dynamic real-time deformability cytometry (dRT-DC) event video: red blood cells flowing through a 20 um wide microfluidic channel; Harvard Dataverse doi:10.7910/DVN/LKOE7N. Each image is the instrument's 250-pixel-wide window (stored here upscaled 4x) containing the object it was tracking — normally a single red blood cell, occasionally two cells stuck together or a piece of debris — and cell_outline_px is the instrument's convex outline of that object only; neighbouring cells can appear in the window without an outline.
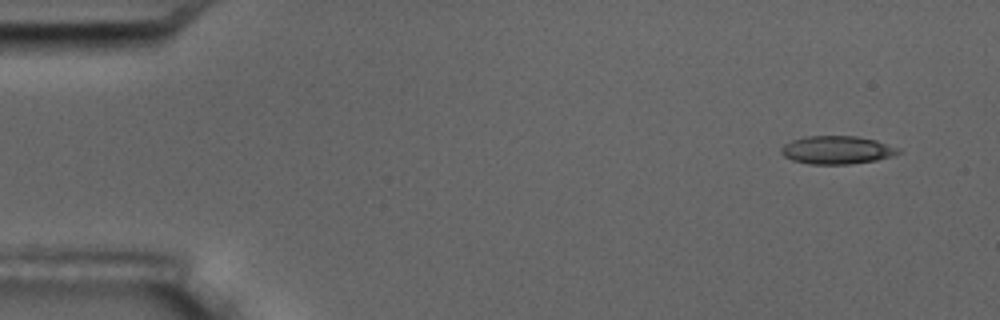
{"species": "common noctule bat (a hibernating species)", "species_latin": "Nyctalus noctula", "temperature_condition": "room temperature", "stored_images_in_passage": 15, "camera_frame_rate_fps": 3000, "um_per_image_px": 0.085, "animal": {"sex": "male", "body_mass_g": 17.5, "forearm_length_mm": 52.3}, "frame": {"image": 1, "passage_image": 1, "time_ms": 0.0, "image_size_px": [1000, 320], "cell_outline_px": [[904, 152], [892, 156], [876, 160], [848, 164], [808, 164], [792, 160], [784, 156], [780, 152], [780, 148], [784, 144], [792, 140], [808, 136], [856, 136], [876, 140], [900, 148]], "centroid_in_image_um": [71.16, 12.75], "position_along_channel_um": 13.8, "area_um2": 19.31}}
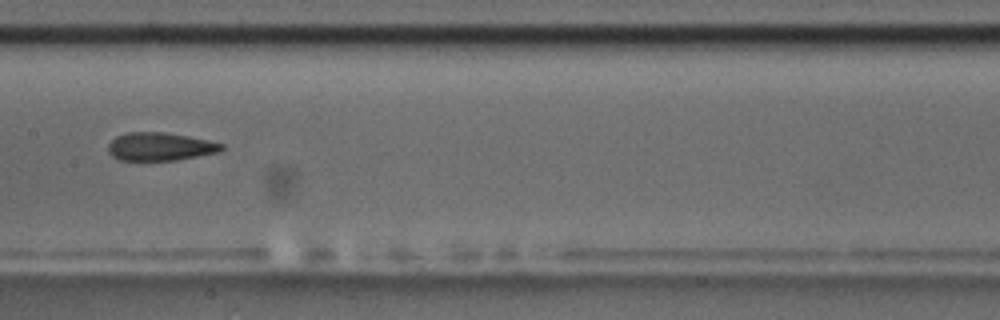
{"frame": {"image": 2, "passage_image": 8, "time_ms": 8.0, "image_size_px": [1000, 320], "cell_outline_px": [[224, 148], [220, 152], [176, 160], [120, 160], [112, 156], [108, 152], [108, 144], [116, 136], [124, 132], [164, 132], [188, 136], [208, 140], [224, 144]], "centroid_in_image_um": [13.6, 12.45], "position_along_channel_um": 193.8, "area_um2": 18.67}}
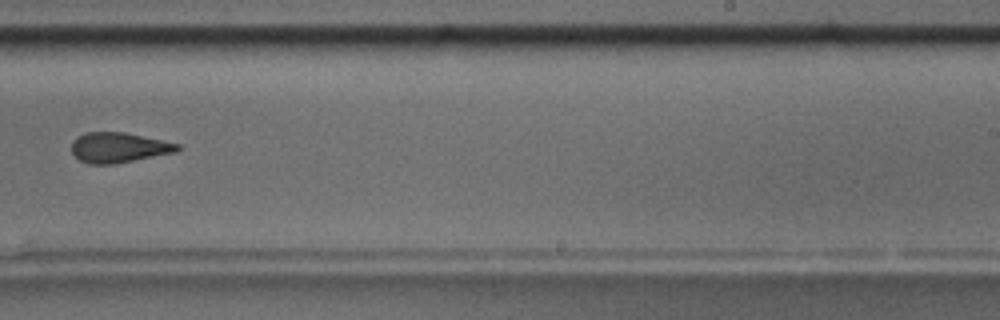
{"frame": {"image": 3, "passage_image": 10, "time_ms": 10.333, "image_size_px": [1000, 320], "cell_outline_px": [[184, 148], [176, 152], [116, 164], [88, 164], [80, 160], [72, 152], [72, 140], [76, 136], [84, 132], [124, 132], [180, 144]], "centroid_in_image_um": [10.1, 12.54], "position_along_channel_um": 278.9, "area_um2": 18.79}, "authors_computed_cell_mechanics": {"area_um2": 19.3052, "velocity_mm_per_s": 3.655, "shape_relaxation_time_tau1_ms": null, "shape_relaxation_time_tau2_ms": 7.3344, "deformation_change_tau1": null, "deformation_change_tau2": 0.1986}}